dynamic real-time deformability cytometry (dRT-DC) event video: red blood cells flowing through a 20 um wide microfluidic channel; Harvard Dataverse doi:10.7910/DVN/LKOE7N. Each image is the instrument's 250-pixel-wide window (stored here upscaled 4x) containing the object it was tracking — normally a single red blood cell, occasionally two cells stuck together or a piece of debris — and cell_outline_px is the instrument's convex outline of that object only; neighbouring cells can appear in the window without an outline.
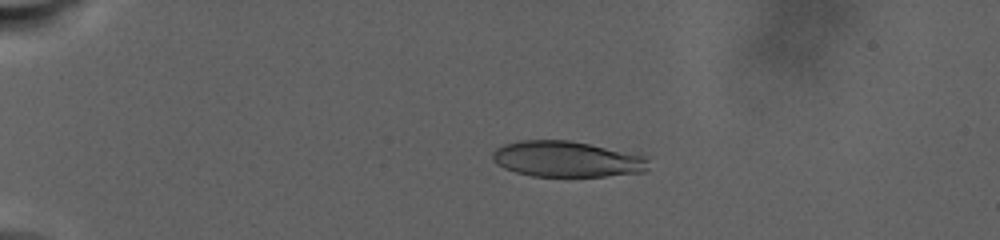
{"species": "human", "species_latin": "Homo sapiens", "temperature_condition": "warm", "stored_images_in_passage": 27, "camera_frame_rate_fps": 3000, "um_per_image_px": 0.085, "donor": {"sex": "male"}, "frame": {"image": 1, "passage_image": 14, "time_ms": 7.0, "image_size_px": [1000, 240], "cell_outline_px": [[648, 168], [644, 172], [604, 176], [532, 176], [516, 172], [504, 168], [496, 164], [492, 160], [492, 152], [496, 148], [504, 144], [520, 140], [572, 140], [644, 156], [648, 160]], "centroid_in_image_um": [48.13, 13.52], "position_along_channel_um": 36.9, "area_um2": 32.54}}
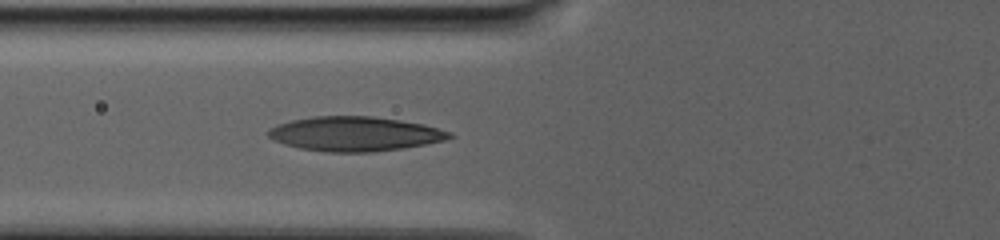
{"frame": {"image": 2, "passage_image": 27, "time_ms": 12.667, "image_size_px": [1000, 240], "cell_outline_px": [[456, 136], [444, 140], [428, 144], [404, 148], [372, 152], [324, 152], [300, 148], [284, 144], [268, 136], [264, 132], [268, 128], [276, 124], [292, 120], [312, 116], [372, 116], [400, 120], [424, 124], [452, 132]], "centroid_in_image_um": [30.16, 11.38], "position_along_channel_um": 95.6, "area_um2": 36.76}}